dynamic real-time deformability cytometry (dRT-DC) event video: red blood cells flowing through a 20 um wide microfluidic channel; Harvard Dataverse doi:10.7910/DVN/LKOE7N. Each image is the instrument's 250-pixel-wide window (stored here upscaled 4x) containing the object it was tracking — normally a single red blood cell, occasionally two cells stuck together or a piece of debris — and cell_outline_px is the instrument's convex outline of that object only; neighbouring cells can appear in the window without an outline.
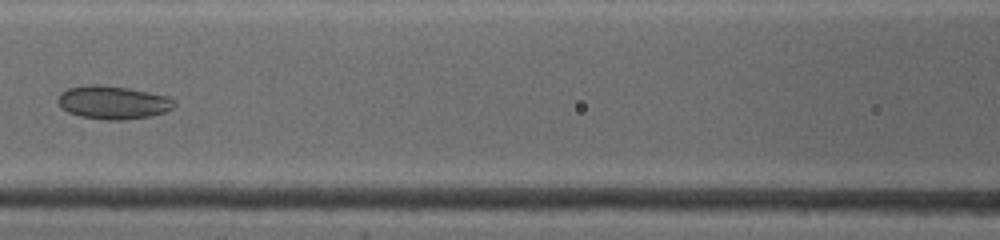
{"species": "common noctule bat (a hibernating species)", "species_latin": "Nyctalus noctula", "temperature_condition": "warm", "stored_images_in_passage": 22, "camera_frame_rate_fps": 4500, "um_per_image_px": 0.085, "animal": {"sex": "female", "body_mass_g": 19.0, "forearm_length_mm": 53.3}, "frame": {"image": 1, "passage_image": 10, "time_ms": 3.556, "image_size_px": [1000, 240], "cell_outline_px": [[176, 104], [172, 108], [164, 112], [152, 116], [120, 120], [104, 120], [80, 116], [68, 112], [60, 108], [56, 100], [60, 92], [68, 88], [88, 84], [100, 84], [128, 88], [168, 96], [176, 100]], "centroid_in_image_um": [9.58, 8.7], "position_along_channel_um": 157.0, "area_um2": 22.83}}